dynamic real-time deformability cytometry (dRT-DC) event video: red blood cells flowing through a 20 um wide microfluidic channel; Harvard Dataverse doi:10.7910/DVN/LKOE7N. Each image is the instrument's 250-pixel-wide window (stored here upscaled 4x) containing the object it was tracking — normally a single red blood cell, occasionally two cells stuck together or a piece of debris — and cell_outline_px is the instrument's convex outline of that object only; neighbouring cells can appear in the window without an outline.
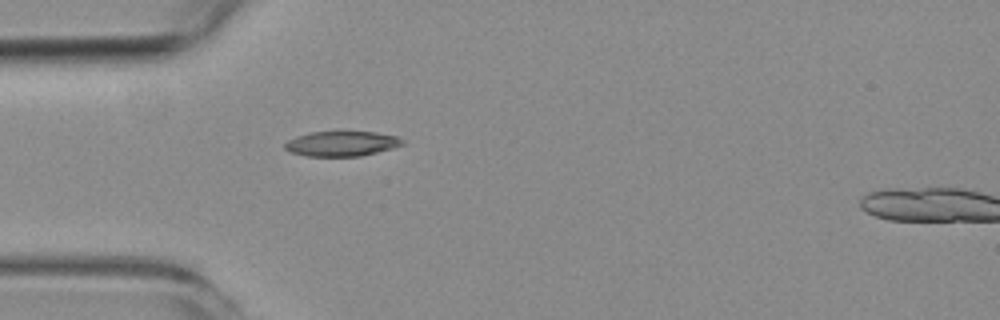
{"species": "common noctule bat (a hibernating species)", "species_latin": "Nyctalus noctula", "temperature_condition": "room temperature", "stored_images_in_passage": 6, "camera_frame_rate_fps": 3000, "um_per_image_px": 0.085, "animal": {"sex": "female", "body_mass_g": 19.3, "forearm_length_mm": 54.1}, "frame": {"image": 1, "passage_image": 5, "time_ms": 4.667, "image_size_px": [1000, 320], "cell_outline_px": [[404, 144], [392, 148], [360, 156], [308, 156], [292, 152], [284, 148], [284, 144], [288, 140], [296, 136], [312, 132], [376, 132], [396, 136], [404, 140]], "centroid_in_image_um": [29.04, 12.21], "position_along_channel_um": 56.0, "area_um2": 16.94}}